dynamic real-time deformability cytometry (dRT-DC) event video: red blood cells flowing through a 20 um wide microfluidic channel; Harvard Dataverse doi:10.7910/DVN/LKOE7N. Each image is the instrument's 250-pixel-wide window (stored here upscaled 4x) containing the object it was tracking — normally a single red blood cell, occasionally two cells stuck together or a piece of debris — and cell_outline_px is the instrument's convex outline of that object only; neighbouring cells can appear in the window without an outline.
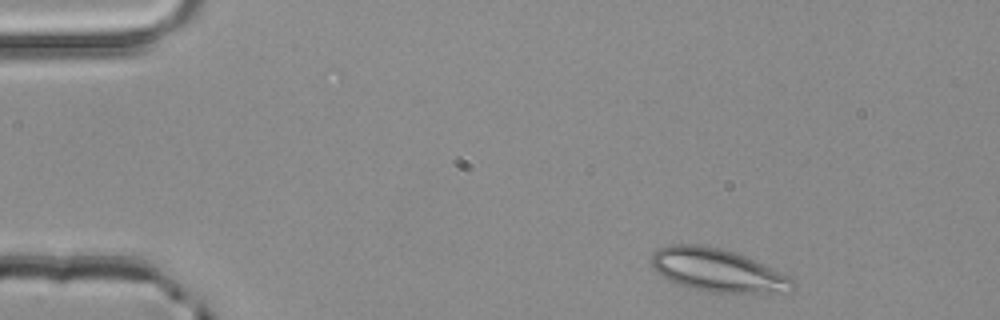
{"species": "common noctule bat (a hibernating species)", "species_latin": "Nyctalus noctula", "temperature_condition": "room temperature", "stored_images_in_passage": 4, "camera_frame_rate_fps": 3000, "um_per_image_px": 0.085, "animal": {"sex": "male", "body_mass_g": 20.4}, "frame": {"image": 1, "passage_image": 4, "time_ms": 1.0, "image_size_px": [1000, 320], "cell_outline_px": [[796, 288], [792, 292], [708, 292], [688, 288], [668, 280], [656, 272], [652, 268], [652, 256], [660, 248], [668, 244], [696, 244], [720, 248], [736, 252], [788, 276], [796, 284]], "centroid_in_image_um": [60.97, 22.98], "position_along_channel_um": 24.0, "area_um2": 35.2}}